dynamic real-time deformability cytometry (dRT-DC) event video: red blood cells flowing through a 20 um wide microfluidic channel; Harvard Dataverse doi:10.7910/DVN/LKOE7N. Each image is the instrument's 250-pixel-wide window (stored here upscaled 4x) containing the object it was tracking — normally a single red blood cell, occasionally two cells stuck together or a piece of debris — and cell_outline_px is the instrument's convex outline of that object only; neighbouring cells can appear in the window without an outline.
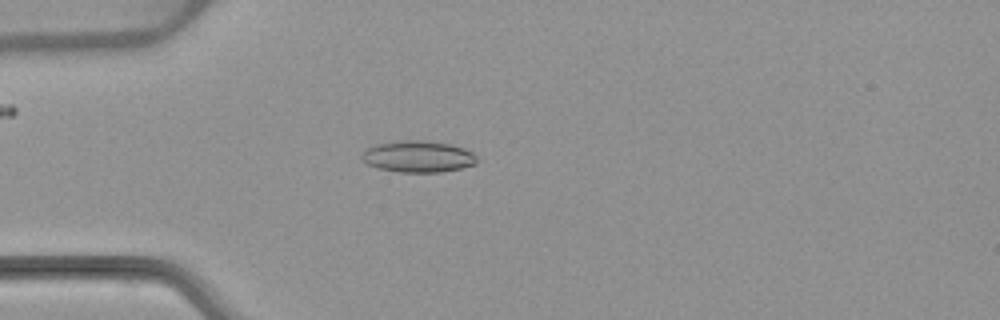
{"species": "common noctule bat (a hibernating species)", "species_latin": "Nyctalus noctula", "temperature_condition": "warm", "stored_images_in_passage": 53, "camera_frame_rate_fps": 3000, "um_per_image_px": 0.085, "animal": {"sex": "female", "body_mass_g": 22.7, "forearm_length_mm": 54.2}, "frame": {"image": 1, "passage_image": 14, "time_ms": 4.333, "image_size_px": [1000, 320], "cell_outline_px": [[476, 164], [460, 168], [440, 172], [400, 172], [380, 168], [368, 164], [360, 156], [368, 148], [376, 144], [400, 140], [424, 140], [452, 144], [464, 148], [472, 152], [476, 156]], "centroid_in_image_um": [35.56, 13.29], "position_along_channel_um": 49.4, "area_um2": 21.04}}
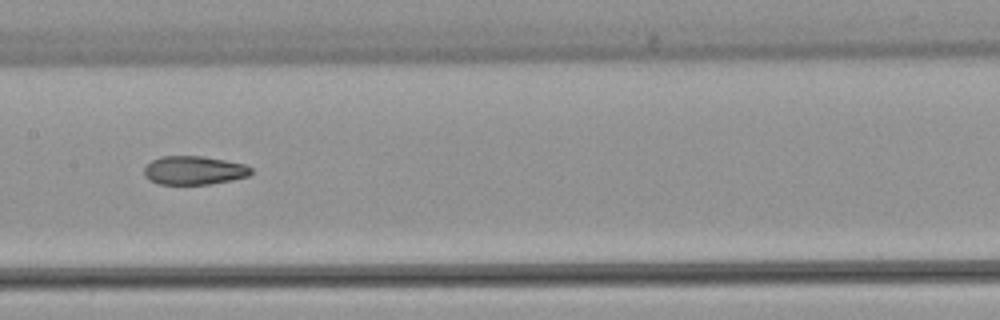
{"frame": {"image": 2, "passage_image": 26, "time_ms": 8.333, "image_size_px": [1000, 320], "cell_outline_px": [[252, 172], [248, 176], [232, 180], [208, 184], [156, 184], [148, 180], [144, 176], [144, 168], [152, 160], [160, 156], [204, 156], [244, 164], [252, 168]], "centroid_in_image_um": [16.46, 14.48], "position_along_channel_um": 190.9, "area_um2": 17.92}}
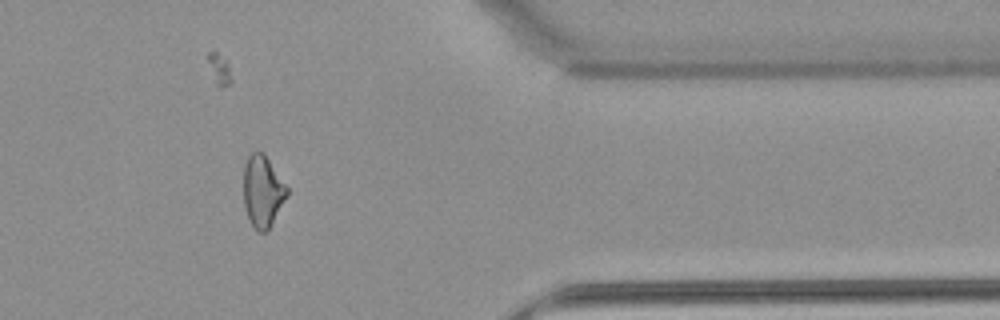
{"frame": {"image": 3, "passage_image": 43, "time_ms": 14.0, "image_size_px": [1000, 320], "cell_outline_px": [[288, 196], [268, 228], [264, 232], [260, 232], [248, 220], [244, 204], [244, 164], [248, 156], [252, 152], [264, 152], [288, 188]], "centroid_in_image_um": [22.32, 16.22], "position_along_channel_um": 389.1, "area_um2": 17.98}, "authors_computed_cell_mechanics": {"area_um2": 19.2474, "velocity_mm_per_s": 3.8452, "shape_relaxation_time_tau1_ms": null, "shape_relaxation_time_tau2_ms": 2.9239, "deformation_change_tau1": null, "deformation_change_tau2": 0.1012}}